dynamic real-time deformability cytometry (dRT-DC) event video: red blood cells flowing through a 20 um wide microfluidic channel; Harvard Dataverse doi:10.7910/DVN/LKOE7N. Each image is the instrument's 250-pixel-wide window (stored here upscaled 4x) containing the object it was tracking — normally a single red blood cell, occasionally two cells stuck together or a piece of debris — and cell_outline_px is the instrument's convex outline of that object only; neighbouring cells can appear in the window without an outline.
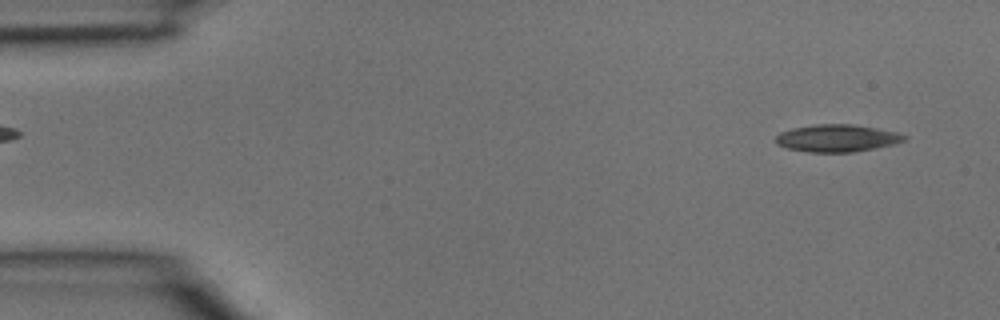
{"species": "common noctule bat (a hibernating species)", "species_latin": "Nyctalus noctula", "temperature_condition": "room temperature", "stored_images_in_passage": 2, "segment_of_instrument_passage": [2, 2], "camera_frame_rate_fps": 3000, "um_per_image_px": 0.085, "animal": {"sex": "male", "body_mass_g": 15.6}, "frame": {"image": 1, "passage_image": 2, "time_ms": 0.333, "image_size_px": [1000, 320], "cell_outline_px": [[908, 136], [904, 140], [892, 144], [852, 152], [808, 152], [788, 148], [776, 144], [776, 136], [780, 132], [792, 128], [816, 124], [852, 124], [876, 128], [896, 132]], "centroid_in_image_um": [71.11, 11.74], "position_along_channel_um": 13.9, "area_um2": 20.23}}